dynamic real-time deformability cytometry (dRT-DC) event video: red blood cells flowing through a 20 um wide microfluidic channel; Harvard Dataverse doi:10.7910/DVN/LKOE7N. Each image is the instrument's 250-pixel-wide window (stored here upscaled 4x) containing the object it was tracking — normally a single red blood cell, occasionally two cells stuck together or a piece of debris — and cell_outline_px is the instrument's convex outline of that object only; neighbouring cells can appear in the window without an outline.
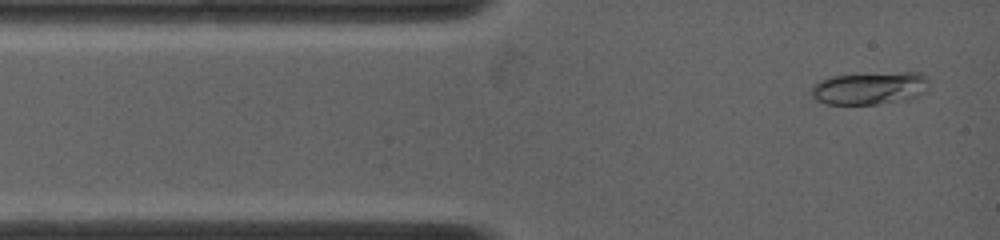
{"species": "common noctule bat (a hibernating species)", "species_latin": "Nyctalus noctula", "temperature_condition": "warm", "stored_images_in_passage": 81, "camera_frame_rate_fps": 5000, "um_per_image_px": 0.085, "animal": {"sex": "female", "body_mass_g": 19.0, "forearm_length_mm": 53.3}, "frame": {"image": 1, "passage_image": 3, "time_ms": 0.4, "image_size_px": [1000, 240], "cell_outline_px": [[928, 92], [908, 100], [876, 104], [824, 104], [816, 100], [812, 96], [812, 88], [820, 80], [828, 76], [900, 72], [920, 72], [928, 76]], "centroid_in_image_um": [73.99, 7.49], "position_along_channel_um": 11.0, "area_um2": 22.72}}
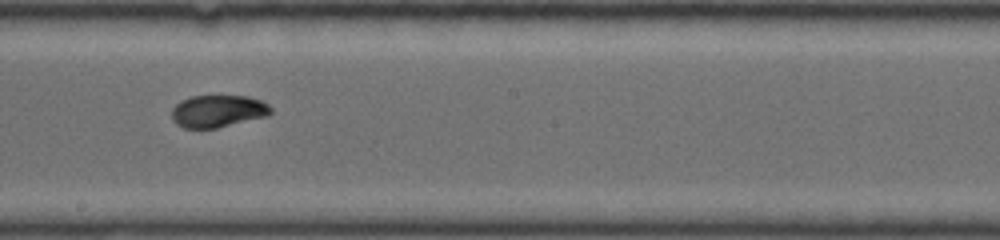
{"frame": {"image": 2, "passage_image": 35, "time_ms": 6.8, "image_size_px": [1000, 240], "cell_outline_px": [[272, 112], [268, 116], [216, 128], [184, 128], [176, 124], [172, 120], [172, 108], [180, 100], [192, 96], [248, 96], [260, 100], [268, 104], [272, 108]], "centroid_in_image_um": [18.52, 9.45], "position_along_channel_um": 229.7, "area_um2": 18.73}}
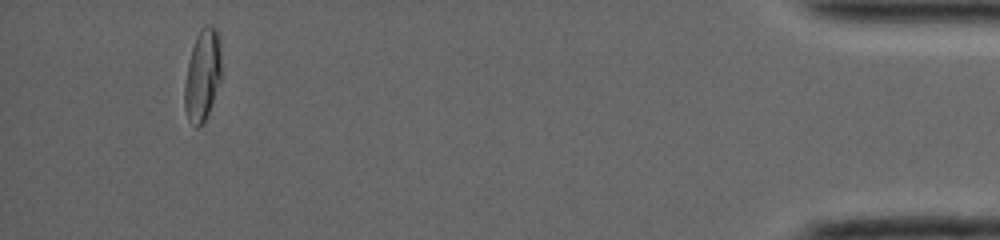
{"frame": {"image": 3, "passage_image": 71, "time_ms": 14.0, "image_size_px": [1000, 240], "cell_outline_px": [[220, 80], [208, 116], [196, 128], [188, 120], [184, 108], [184, 84], [188, 64], [192, 48], [196, 36], [200, 28], [208, 24], [212, 24], [216, 28], [220, 40]], "centroid_in_image_um": [17.21, 6.38], "position_along_channel_um": 418.0, "area_um2": 19.71}, "authors_computed_cell_mechanics": {"area_um2": 19.2474, "velocity_mm_per_s": 3.9836, "shape_relaxation_time_tau1_ms": 9.8628, "shape_relaxation_time_tau2_ms": null, "deformation_change_tau1": 0.3085, "deformation_change_tau2": null}}